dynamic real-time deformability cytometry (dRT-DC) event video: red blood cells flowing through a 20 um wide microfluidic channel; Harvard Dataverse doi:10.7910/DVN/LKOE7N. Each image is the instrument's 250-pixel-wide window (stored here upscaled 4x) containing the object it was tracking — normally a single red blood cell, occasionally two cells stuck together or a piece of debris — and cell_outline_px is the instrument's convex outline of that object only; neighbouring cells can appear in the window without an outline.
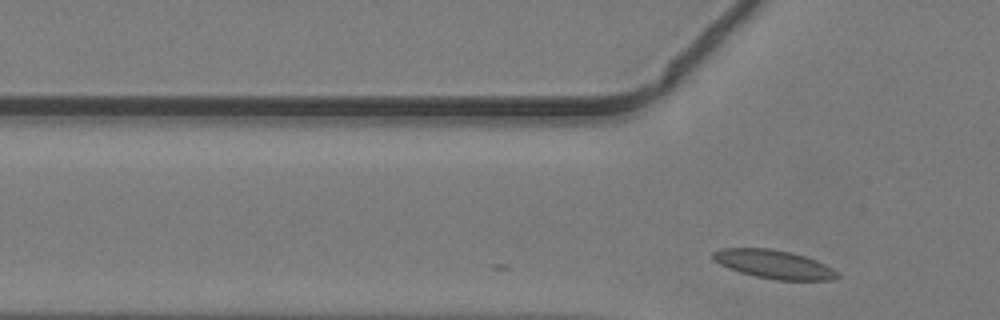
{"species": "common noctule bat (a hibernating species)", "species_latin": "Nyctalus noctula", "temperature_condition": "warm", "stored_images_in_passage": 2, "camera_frame_rate_fps": 3000, "um_per_image_px": 0.085, "animal": {"sex": "male", "body_mass_g": 19.2, "forearm_length_mm": 51.8}, "frame": {"image": 1, "passage_image": 2, "time_ms": 0.333, "image_size_px": [1000, 320], "cell_outline_px": [[840, 276], [832, 280], [776, 280], [756, 276], [740, 272], [728, 268], [712, 260], [712, 252], [720, 248], [772, 248], [792, 252], [816, 260], [832, 268]], "centroid_in_image_um": [65.75, 22.45], "position_along_channel_um": 60.1, "area_um2": 20.75}}